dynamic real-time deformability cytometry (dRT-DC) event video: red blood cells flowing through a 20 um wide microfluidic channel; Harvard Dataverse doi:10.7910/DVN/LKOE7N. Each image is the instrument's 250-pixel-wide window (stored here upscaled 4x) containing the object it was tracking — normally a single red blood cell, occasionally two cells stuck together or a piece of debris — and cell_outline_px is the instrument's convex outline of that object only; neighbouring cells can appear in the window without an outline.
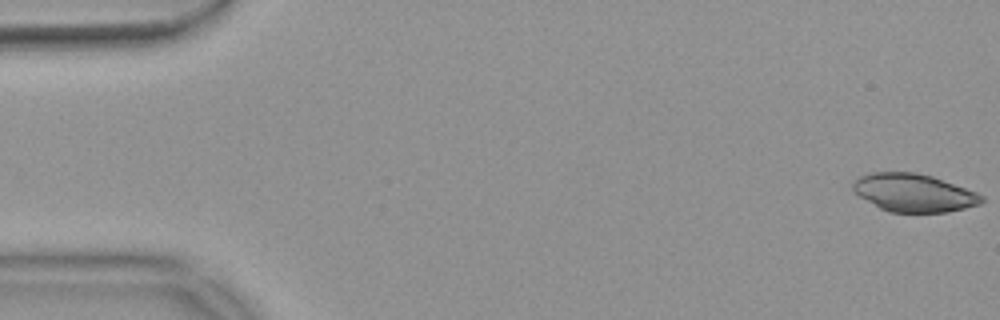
{"species": "common noctule bat (a hibernating species)", "species_latin": "Nyctalus noctula", "temperature_condition": "warm", "stored_images_in_passage": 54, "camera_frame_rate_fps": 3000, "um_per_image_px": 0.085, "animal": {"sex": "female", "body_mass_g": 18.4}, "frame": {"image": 1, "passage_image": 1, "time_ms": 0.0, "image_size_px": [1000, 320], "cell_outline_px": [[984, 200], [980, 204], [948, 212], [888, 212], [880, 208], [852, 192], [852, 184], [860, 176], [868, 172], [912, 172], [932, 176], [976, 192], [984, 196]], "centroid_in_image_um": [77.64, 16.39], "position_along_channel_um": 7.4, "area_um2": 28.44}}